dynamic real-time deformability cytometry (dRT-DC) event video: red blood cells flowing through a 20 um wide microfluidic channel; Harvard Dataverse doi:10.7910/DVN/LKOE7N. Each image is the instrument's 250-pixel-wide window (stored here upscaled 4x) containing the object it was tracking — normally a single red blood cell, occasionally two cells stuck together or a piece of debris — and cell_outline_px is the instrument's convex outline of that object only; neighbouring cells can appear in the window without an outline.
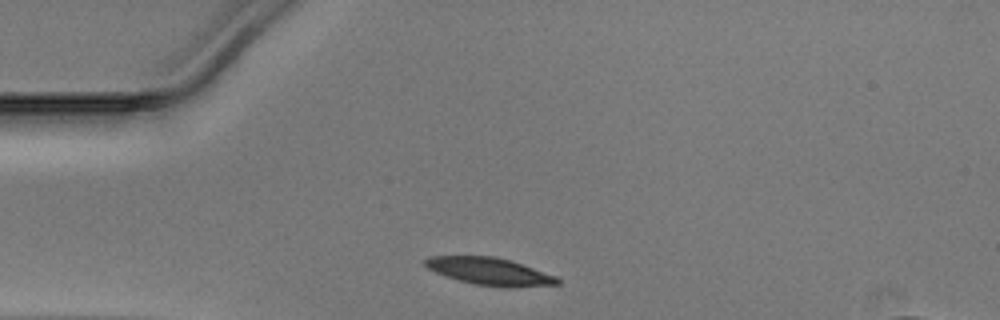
{"species": "Egyptian fruit bat (a non-hibernating species)", "species_latin": "Rousettus aegyptiacus", "temperature_condition": "warm", "stored_images_in_passage": 29, "camera_frame_rate_fps": 3000, "um_per_image_px": 0.085, "animal": {"sex": "male"}, "frame": {"image": 1, "passage_image": 1, "time_ms": 0.0, "image_size_px": [1000, 320], "cell_outline_px": [[560, 284], [512, 288], [504, 288], [472, 284], [436, 272], [428, 268], [424, 264], [424, 260], [432, 256], [492, 256], [508, 260], [556, 276], [560, 280]], "centroid_in_image_um": [41.64, 23.09], "position_along_channel_um": 43.4, "area_um2": 20.87}}
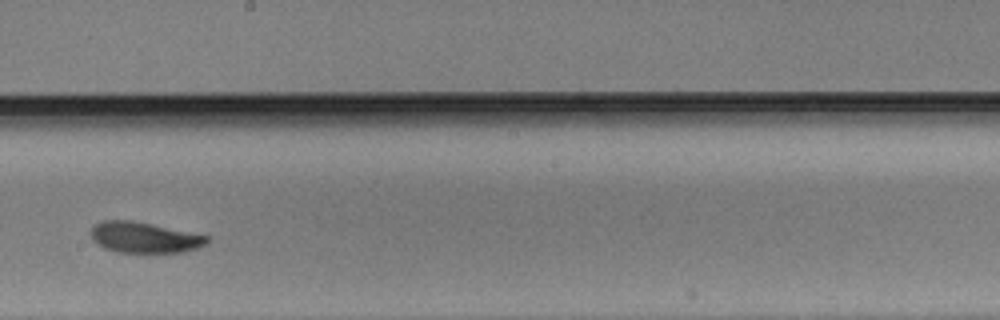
{"frame": {"image": 2, "passage_image": 17, "time_ms": 5.333, "image_size_px": [1000, 320], "cell_outline_px": [[208, 240], [204, 244], [196, 248], [184, 252], [116, 252], [104, 248], [96, 244], [92, 240], [88, 232], [92, 224], [104, 220], [132, 220], [208, 236]], "centroid_in_image_um": [12.15, 20.17], "position_along_channel_um": 236.1, "area_um2": 20.87}}
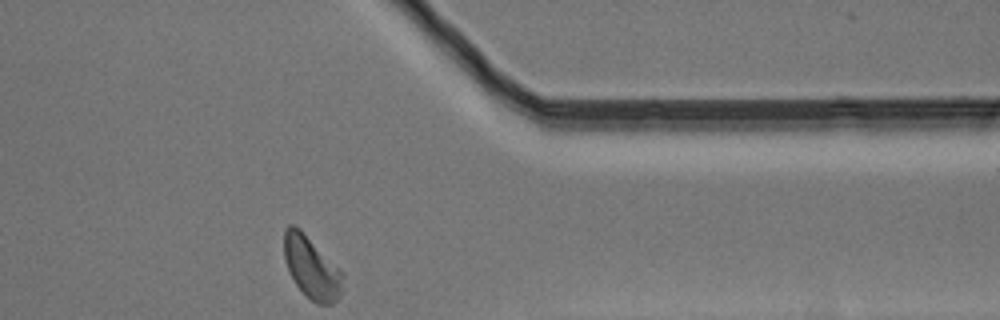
{"frame": {"image": 3, "passage_image": 29, "time_ms": 9.333, "image_size_px": [1000, 320], "cell_outline_px": [[344, 276], [340, 296], [332, 304], [316, 304], [296, 284], [288, 272], [284, 260], [284, 232], [288, 224], [296, 224], [344, 272]], "centroid_in_image_um": [26.48, 22.71], "position_along_channel_um": 384.9, "area_um2": 21.44}}